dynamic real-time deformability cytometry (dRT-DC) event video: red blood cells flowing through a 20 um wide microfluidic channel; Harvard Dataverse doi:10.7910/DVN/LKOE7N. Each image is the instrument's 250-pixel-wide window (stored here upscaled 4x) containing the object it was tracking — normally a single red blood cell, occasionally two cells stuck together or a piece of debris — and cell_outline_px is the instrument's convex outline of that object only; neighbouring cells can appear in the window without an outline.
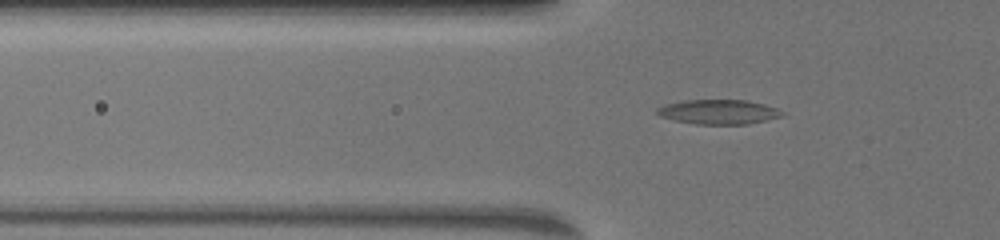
{"species": "common noctule bat (a hibernating species)", "species_latin": "Nyctalus noctula", "temperature_condition": "warm", "stored_images_in_passage": 53, "camera_frame_rate_fps": 3000, "um_per_image_px": 0.085, "animal": {"sex": "female", "body_mass_g": 19.5, "forearm_length_mm": 54.1}, "frame": {"image": 1, "passage_image": 12, "time_ms": 3.667, "image_size_px": [1000, 240], "cell_outline_px": [[784, 116], [768, 120], [748, 124], [696, 124], [676, 120], [660, 116], [656, 112], [656, 108], [664, 104], [684, 100], [748, 100], [764, 104], [776, 108], [784, 112]], "centroid_in_image_um": [61.1, 9.5], "position_along_channel_um": 64.7, "area_um2": 17.98}}
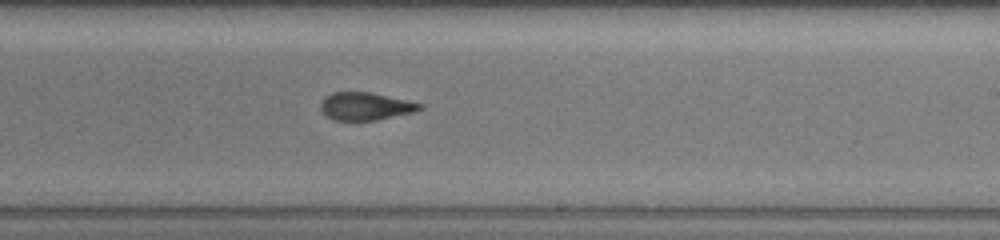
{"frame": {"image": 2, "passage_image": 30, "time_ms": 9.667, "image_size_px": [1000, 240], "cell_outline_px": [[424, 108], [416, 112], [376, 120], [332, 120], [320, 108], [320, 104], [324, 96], [332, 92], [372, 92], [424, 104]], "centroid_in_image_um": [31.1, 9.02], "position_along_channel_um": 257.9, "area_um2": 16.18}}
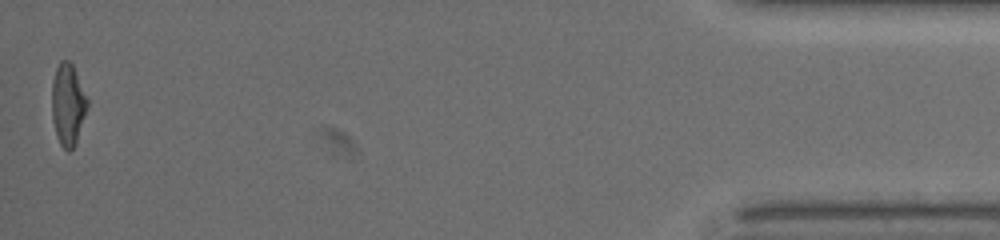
{"frame": {"image": 3, "passage_image": 53, "time_ms": 17.333, "image_size_px": [1000, 240], "cell_outline_px": [[88, 104], [76, 144], [68, 152], [60, 144], [56, 136], [52, 120], [52, 80], [56, 68], [60, 60], [68, 60], [72, 64], [88, 100]], "centroid_in_image_um": [5.75, 8.89], "position_along_channel_um": 429.4, "area_um2": 16.88}}